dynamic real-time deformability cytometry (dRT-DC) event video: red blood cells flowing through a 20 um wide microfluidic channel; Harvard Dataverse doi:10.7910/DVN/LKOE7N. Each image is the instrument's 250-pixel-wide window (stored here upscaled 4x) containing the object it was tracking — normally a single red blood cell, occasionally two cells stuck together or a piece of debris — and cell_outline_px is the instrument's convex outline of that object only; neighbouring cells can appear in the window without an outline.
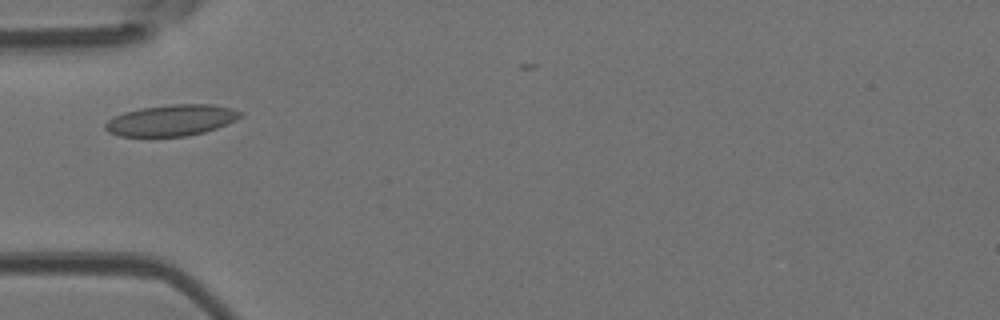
{"species": "Egyptian fruit bat (a non-hibernating species)", "species_latin": "Rousettus aegyptiacus", "temperature_condition": "room temperature", "stored_images_in_passage": 4, "camera_frame_rate_fps": 3000, "um_per_image_px": 0.085, "animal": {"sex": "female"}, "frame": {"image": 1, "passage_image": 3, "time_ms": 0.667, "image_size_px": [1000, 320], "cell_outline_px": [[244, 116], [228, 124], [204, 132], [188, 136], [120, 136], [108, 132], [104, 128], [104, 124], [112, 116], [124, 112], [140, 108], [172, 104], [212, 104], [232, 108], [244, 112]], "centroid_in_image_um": [14.59, 10.22], "position_along_channel_um": 70.4, "area_um2": 24.8}}